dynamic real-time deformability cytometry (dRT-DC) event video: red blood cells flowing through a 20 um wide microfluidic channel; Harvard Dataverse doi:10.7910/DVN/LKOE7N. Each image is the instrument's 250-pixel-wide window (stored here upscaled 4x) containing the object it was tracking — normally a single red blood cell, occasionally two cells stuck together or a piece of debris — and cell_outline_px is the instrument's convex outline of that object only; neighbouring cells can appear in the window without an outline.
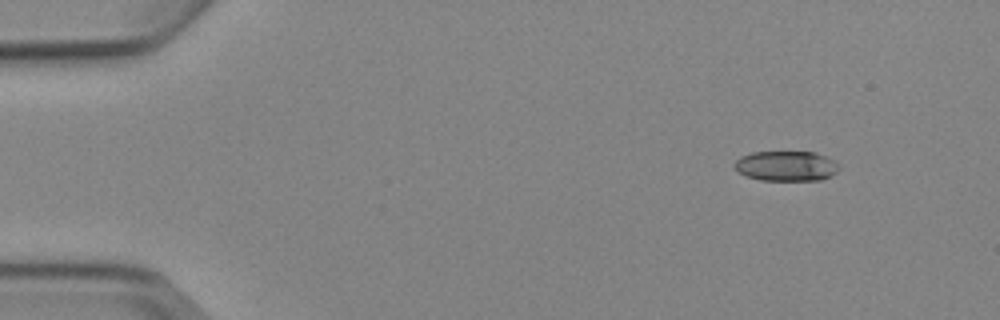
{"species": "Egyptian fruit bat (a non-hibernating species)", "species_latin": "Rousettus aegyptiacus", "temperature_condition": "cold", "stored_images_in_passage": 4, "camera_frame_rate_fps": 3000, "um_per_image_px": 0.085, "animal": {"sex": "female"}, "frame": {"image": 1, "passage_image": 1, "time_ms": 0.0, "image_size_px": [1000, 320], "cell_outline_px": [[840, 168], [832, 176], [820, 180], [760, 180], [744, 176], [736, 172], [736, 160], [740, 156], [752, 152], [816, 152], [836, 160], [840, 164]], "centroid_in_image_um": [66.86, 14.11], "position_along_channel_um": 18.1, "area_um2": 18.61}}
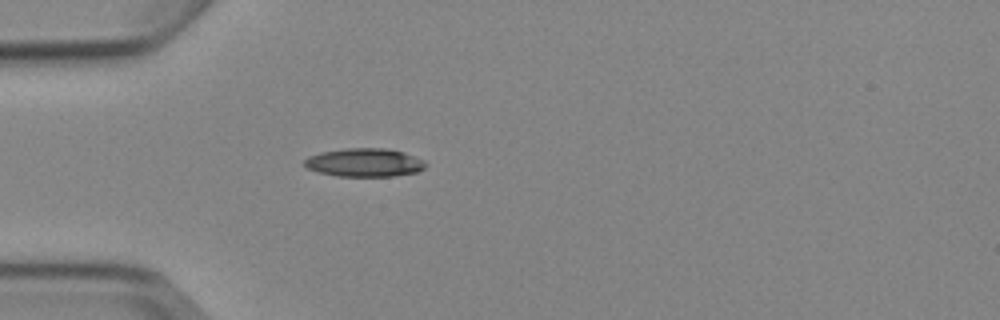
{"frame": {"image": 2, "passage_image": 4, "time_ms": 3.333, "image_size_px": [1000, 320], "cell_outline_px": [[428, 164], [424, 168], [416, 172], [392, 176], [336, 176], [320, 172], [308, 168], [304, 164], [304, 160], [308, 156], [320, 152], [344, 148], [384, 148], [404, 152], [424, 160]], "centroid_in_image_um": [30.99, 13.81], "position_along_channel_um": 54.0, "area_um2": 20.06}}